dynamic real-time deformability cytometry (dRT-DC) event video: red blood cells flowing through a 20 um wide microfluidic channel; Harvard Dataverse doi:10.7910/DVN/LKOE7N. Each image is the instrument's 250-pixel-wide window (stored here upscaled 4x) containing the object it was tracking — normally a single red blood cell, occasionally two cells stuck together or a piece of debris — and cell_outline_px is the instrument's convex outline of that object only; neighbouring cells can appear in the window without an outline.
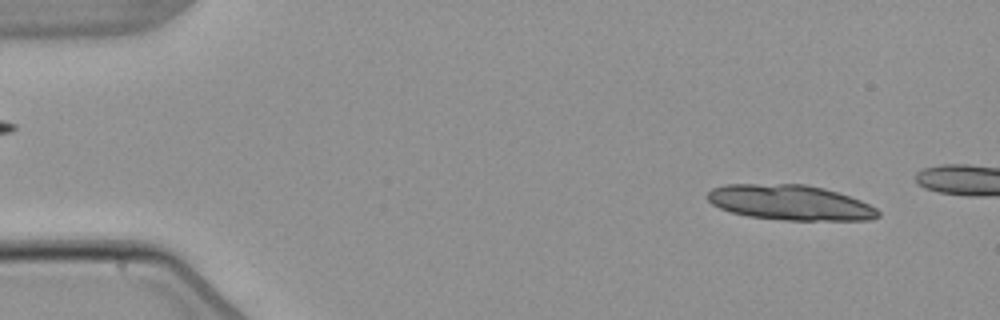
{"species": "common noctule bat (a hibernating species)", "species_latin": "Nyctalus noctula", "temperature_condition": "warm", "stored_images_in_passage": 8, "segment_of_instrument_passage": [1, 2], "camera_frame_rate_fps": 3000, "um_per_image_px": 0.085, "animal": {"sex": "male", "body_mass_g": 21.5, "forearm_length_mm": 52.0}, "frame": {"image": 1, "passage_image": 1, "time_ms": 0.0, "image_size_px": [1000, 320], "cell_outline_px": [[880, 216], [868, 220], [784, 220], [748, 216], [732, 212], [720, 208], [712, 204], [704, 196], [712, 188], [724, 184], [804, 184], [824, 188], [860, 200], [876, 208], [880, 212]], "centroid_in_image_um": [67.12, 17.21], "position_along_channel_um": 17.9, "area_um2": 34.97}}